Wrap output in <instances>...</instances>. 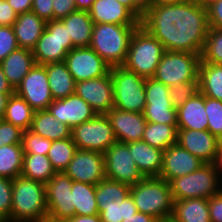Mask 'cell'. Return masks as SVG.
Wrapping results in <instances>:
<instances>
[{
    "label": "cell",
    "instance_id": "35",
    "mask_svg": "<svg viewBox=\"0 0 222 222\" xmlns=\"http://www.w3.org/2000/svg\"><path fill=\"white\" fill-rule=\"evenodd\" d=\"M71 194L75 215L99 214L95 198L96 185L73 181Z\"/></svg>",
    "mask_w": 222,
    "mask_h": 222
},
{
    "label": "cell",
    "instance_id": "42",
    "mask_svg": "<svg viewBox=\"0 0 222 222\" xmlns=\"http://www.w3.org/2000/svg\"><path fill=\"white\" fill-rule=\"evenodd\" d=\"M198 92H200L199 76L190 82L175 84L169 87L172 106L177 109Z\"/></svg>",
    "mask_w": 222,
    "mask_h": 222
},
{
    "label": "cell",
    "instance_id": "11",
    "mask_svg": "<svg viewBox=\"0 0 222 222\" xmlns=\"http://www.w3.org/2000/svg\"><path fill=\"white\" fill-rule=\"evenodd\" d=\"M146 105L143 115L147 122L177 125V109L172 106L169 87L156 80H145Z\"/></svg>",
    "mask_w": 222,
    "mask_h": 222
},
{
    "label": "cell",
    "instance_id": "29",
    "mask_svg": "<svg viewBox=\"0 0 222 222\" xmlns=\"http://www.w3.org/2000/svg\"><path fill=\"white\" fill-rule=\"evenodd\" d=\"M44 66L54 100L64 99L75 93L76 82L64 62L48 63Z\"/></svg>",
    "mask_w": 222,
    "mask_h": 222
},
{
    "label": "cell",
    "instance_id": "18",
    "mask_svg": "<svg viewBox=\"0 0 222 222\" xmlns=\"http://www.w3.org/2000/svg\"><path fill=\"white\" fill-rule=\"evenodd\" d=\"M177 143L204 163H215L220 140L208 130L178 129Z\"/></svg>",
    "mask_w": 222,
    "mask_h": 222
},
{
    "label": "cell",
    "instance_id": "3",
    "mask_svg": "<svg viewBox=\"0 0 222 222\" xmlns=\"http://www.w3.org/2000/svg\"><path fill=\"white\" fill-rule=\"evenodd\" d=\"M138 26L94 23L89 47L111 67L122 66L127 57L131 37Z\"/></svg>",
    "mask_w": 222,
    "mask_h": 222
},
{
    "label": "cell",
    "instance_id": "9",
    "mask_svg": "<svg viewBox=\"0 0 222 222\" xmlns=\"http://www.w3.org/2000/svg\"><path fill=\"white\" fill-rule=\"evenodd\" d=\"M74 48L72 39L68 38L67 26L61 20H50L32 50L35 63L64 62L68 52Z\"/></svg>",
    "mask_w": 222,
    "mask_h": 222
},
{
    "label": "cell",
    "instance_id": "12",
    "mask_svg": "<svg viewBox=\"0 0 222 222\" xmlns=\"http://www.w3.org/2000/svg\"><path fill=\"white\" fill-rule=\"evenodd\" d=\"M72 183L73 180L65 172H56L45 185L48 222H63L75 215Z\"/></svg>",
    "mask_w": 222,
    "mask_h": 222
},
{
    "label": "cell",
    "instance_id": "54",
    "mask_svg": "<svg viewBox=\"0 0 222 222\" xmlns=\"http://www.w3.org/2000/svg\"><path fill=\"white\" fill-rule=\"evenodd\" d=\"M63 222H101L99 214L95 215H74Z\"/></svg>",
    "mask_w": 222,
    "mask_h": 222
},
{
    "label": "cell",
    "instance_id": "51",
    "mask_svg": "<svg viewBox=\"0 0 222 222\" xmlns=\"http://www.w3.org/2000/svg\"><path fill=\"white\" fill-rule=\"evenodd\" d=\"M18 14L9 5L7 0H0V26H12Z\"/></svg>",
    "mask_w": 222,
    "mask_h": 222
},
{
    "label": "cell",
    "instance_id": "59",
    "mask_svg": "<svg viewBox=\"0 0 222 222\" xmlns=\"http://www.w3.org/2000/svg\"><path fill=\"white\" fill-rule=\"evenodd\" d=\"M9 97L10 95L0 92V120L3 119L5 113V107Z\"/></svg>",
    "mask_w": 222,
    "mask_h": 222
},
{
    "label": "cell",
    "instance_id": "5",
    "mask_svg": "<svg viewBox=\"0 0 222 222\" xmlns=\"http://www.w3.org/2000/svg\"><path fill=\"white\" fill-rule=\"evenodd\" d=\"M165 51L162 43L140 24L131 37L122 66L139 76L151 78L155 75Z\"/></svg>",
    "mask_w": 222,
    "mask_h": 222
},
{
    "label": "cell",
    "instance_id": "56",
    "mask_svg": "<svg viewBox=\"0 0 222 222\" xmlns=\"http://www.w3.org/2000/svg\"><path fill=\"white\" fill-rule=\"evenodd\" d=\"M126 6L140 21L143 19L144 14L132 3L131 0H117Z\"/></svg>",
    "mask_w": 222,
    "mask_h": 222
},
{
    "label": "cell",
    "instance_id": "34",
    "mask_svg": "<svg viewBox=\"0 0 222 222\" xmlns=\"http://www.w3.org/2000/svg\"><path fill=\"white\" fill-rule=\"evenodd\" d=\"M198 76L200 92L206 97L222 101V65L200 63Z\"/></svg>",
    "mask_w": 222,
    "mask_h": 222
},
{
    "label": "cell",
    "instance_id": "52",
    "mask_svg": "<svg viewBox=\"0 0 222 222\" xmlns=\"http://www.w3.org/2000/svg\"><path fill=\"white\" fill-rule=\"evenodd\" d=\"M7 2L18 15L32 10L33 0H7Z\"/></svg>",
    "mask_w": 222,
    "mask_h": 222
},
{
    "label": "cell",
    "instance_id": "17",
    "mask_svg": "<svg viewBox=\"0 0 222 222\" xmlns=\"http://www.w3.org/2000/svg\"><path fill=\"white\" fill-rule=\"evenodd\" d=\"M75 93L88 103L97 114H107L114 108L113 83L110 72L100 78L77 82Z\"/></svg>",
    "mask_w": 222,
    "mask_h": 222
},
{
    "label": "cell",
    "instance_id": "53",
    "mask_svg": "<svg viewBox=\"0 0 222 222\" xmlns=\"http://www.w3.org/2000/svg\"><path fill=\"white\" fill-rule=\"evenodd\" d=\"M122 222H160V221L152 215L137 211L136 214H133L127 219H123Z\"/></svg>",
    "mask_w": 222,
    "mask_h": 222
},
{
    "label": "cell",
    "instance_id": "45",
    "mask_svg": "<svg viewBox=\"0 0 222 222\" xmlns=\"http://www.w3.org/2000/svg\"><path fill=\"white\" fill-rule=\"evenodd\" d=\"M19 48L12 26H0V63Z\"/></svg>",
    "mask_w": 222,
    "mask_h": 222
},
{
    "label": "cell",
    "instance_id": "50",
    "mask_svg": "<svg viewBox=\"0 0 222 222\" xmlns=\"http://www.w3.org/2000/svg\"><path fill=\"white\" fill-rule=\"evenodd\" d=\"M209 215L211 222H222V191L208 198Z\"/></svg>",
    "mask_w": 222,
    "mask_h": 222
},
{
    "label": "cell",
    "instance_id": "14",
    "mask_svg": "<svg viewBox=\"0 0 222 222\" xmlns=\"http://www.w3.org/2000/svg\"><path fill=\"white\" fill-rule=\"evenodd\" d=\"M75 82L100 78L110 72L111 66L91 47L73 48L64 59Z\"/></svg>",
    "mask_w": 222,
    "mask_h": 222
},
{
    "label": "cell",
    "instance_id": "60",
    "mask_svg": "<svg viewBox=\"0 0 222 222\" xmlns=\"http://www.w3.org/2000/svg\"><path fill=\"white\" fill-rule=\"evenodd\" d=\"M215 166L219 172V174H222V140L220 141L219 149H218V155L215 162Z\"/></svg>",
    "mask_w": 222,
    "mask_h": 222
},
{
    "label": "cell",
    "instance_id": "38",
    "mask_svg": "<svg viewBox=\"0 0 222 222\" xmlns=\"http://www.w3.org/2000/svg\"><path fill=\"white\" fill-rule=\"evenodd\" d=\"M77 150L71 137L56 140L52 141L47 157L56 172H64Z\"/></svg>",
    "mask_w": 222,
    "mask_h": 222
},
{
    "label": "cell",
    "instance_id": "27",
    "mask_svg": "<svg viewBox=\"0 0 222 222\" xmlns=\"http://www.w3.org/2000/svg\"><path fill=\"white\" fill-rule=\"evenodd\" d=\"M61 21L67 26L68 38L72 39L74 48L89 47L94 26L89 11L76 10Z\"/></svg>",
    "mask_w": 222,
    "mask_h": 222
},
{
    "label": "cell",
    "instance_id": "41",
    "mask_svg": "<svg viewBox=\"0 0 222 222\" xmlns=\"http://www.w3.org/2000/svg\"><path fill=\"white\" fill-rule=\"evenodd\" d=\"M205 110L207 114V130L222 140V101L205 96Z\"/></svg>",
    "mask_w": 222,
    "mask_h": 222
},
{
    "label": "cell",
    "instance_id": "44",
    "mask_svg": "<svg viewBox=\"0 0 222 222\" xmlns=\"http://www.w3.org/2000/svg\"><path fill=\"white\" fill-rule=\"evenodd\" d=\"M12 179L0 176V222H11Z\"/></svg>",
    "mask_w": 222,
    "mask_h": 222
},
{
    "label": "cell",
    "instance_id": "58",
    "mask_svg": "<svg viewBox=\"0 0 222 222\" xmlns=\"http://www.w3.org/2000/svg\"><path fill=\"white\" fill-rule=\"evenodd\" d=\"M96 0H74L77 10L89 11Z\"/></svg>",
    "mask_w": 222,
    "mask_h": 222
},
{
    "label": "cell",
    "instance_id": "30",
    "mask_svg": "<svg viewBox=\"0 0 222 222\" xmlns=\"http://www.w3.org/2000/svg\"><path fill=\"white\" fill-rule=\"evenodd\" d=\"M178 222H211L208 199L174 200L172 216Z\"/></svg>",
    "mask_w": 222,
    "mask_h": 222
},
{
    "label": "cell",
    "instance_id": "20",
    "mask_svg": "<svg viewBox=\"0 0 222 222\" xmlns=\"http://www.w3.org/2000/svg\"><path fill=\"white\" fill-rule=\"evenodd\" d=\"M203 164L205 163L202 160L176 143L163 151L162 170L159 177L170 182L198 170Z\"/></svg>",
    "mask_w": 222,
    "mask_h": 222
},
{
    "label": "cell",
    "instance_id": "37",
    "mask_svg": "<svg viewBox=\"0 0 222 222\" xmlns=\"http://www.w3.org/2000/svg\"><path fill=\"white\" fill-rule=\"evenodd\" d=\"M24 151L22 144L0 147V176L15 179L21 175Z\"/></svg>",
    "mask_w": 222,
    "mask_h": 222
},
{
    "label": "cell",
    "instance_id": "57",
    "mask_svg": "<svg viewBox=\"0 0 222 222\" xmlns=\"http://www.w3.org/2000/svg\"><path fill=\"white\" fill-rule=\"evenodd\" d=\"M132 3L145 14L153 5V0H131Z\"/></svg>",
    "mask_w": 222,
    "mask_h": 222
},
{
    "label": "cell",
    "instance_id": "13",
    "mask_svg": "<svg viewBox=\"0 0 222 222\" xmlns=\"http://www.w3.org/2000/svg\"><path fill=\"white\" fill-rule=\"evenodd\" d=\"M106 178L129 186L135 185L145 177L135 164L126 143L115 142L104 153Z\"/></svg>",
    "mask_w": 222,
    "mask_h": 222
},
{
    "label": "cell",
    "instance_id": "28",
    "mask_svg": "<svg viewBox=\"0 0 222 222\" xmlns=\"http://www.w3.org/2000/svg\"><path fill=\"white\" fill-rule=\"evenodd\" d=\"M29 130L43 138L56 141L71 137L72 128L58 121L48 110H39L35 111Z\"/></svg>",
    "mask_w": 222,
    "mask_h": 222
},
{
    "label": "cell",
    "instance_id": "39",
    "mask_svg": "<svg viewBox=\"0 0 222 222\" xmlns=\"http://www.w3.org/2000/svg\"><path fill=\"white\" fill-rule=\"evenodd\" d=\"M200 63L222 65V30L209 27Z\"/></svg>",
    "mask_w": 222,
    "mask_h": 222
},
{
    "label": "cell",
    "instance_id": "40",
    "mask_svg": "<svg viewBox=\"0 0 222 222\" xmlns=\"http://www.w3.org/2000/svg\"><path fill=\"white\" fill-rule=\"evenodd\" d=\"M137 208L131 195H128L119 206L103 207L99 212L101 222H122L133 214H136Z\"/></svg>",
    "mask_w": 222,
    "mask_h": 222
},
{
    "label": "cell",
    "instance_id": "24",
    "mask_svg": "<svg viewBox=\"0 0 222 222\" xmlns=\"http://www.w3.org/2000/svg\"><path fill=\"white\" fill-rule=\"evenodd\" d=\"M12 27L19 48L32 51L46 27V21L30 11L19 14Z\"/></svg>",
    "mask_w": 222,
    "mask_h": 222
},
{
    "label": "cell",
    "instance_id": "26",
    "mask_svg": "<svg viewBox=\"0 0 222 222\" xmlns=\"http://www.w3.org/2000/svg\"><path fill=\"white\" fill-rule=\"evenodd\" d=\"M35 64L33 52L24 48H17L0 63L8 83L14 90Z\"/></svg>",
    "mask_w": 222,
    "mask_h": 222
},
{
    "label": "cell",
    "instance_id": "1",
    "mask_svg": "<svg viewBox=\"0 0 222 222\" xmlns=\"http://www.w3.org/2000/svg\"><path fill=\"white\" fill-rule=\"evenodd\" d=\"M140 22L166 51L201 55L209 25L207 8L195 0L152 5Z\"/></svg>",
    "mask_w": 222,
    "mask_h": 222
},
{
    "label": "cell",
    "instance_id": "49",
    "mask_svg": "<svg viewBox=\"0 0 222 222\" xmlns=\"http://www.w3.org/2000/svg\"><path fill=\"white\" fill-rule=\"evenodd\" d=\"M208 25L222 30V0L207 7Z\"/></svg>",
    "mask_w": 222,
    "mask_h": 222
},
{
    "label": "cell",
    "instance_id": "55",
    "mask_svg": "<svg viewBox=\"0 0 222 222\" xmlns=\"http://www.w3.org/2000/svg\"><path fill=\"white\" fill-rule=\"evenodd\" d=\"M0 92L6 93L7 95H11L14 93V89L8 83L6 76L4 75L2 66L0 65Z\"/></svg>",
    "mask_w": 222,
    "mask_h": 222
},
{
    "label": "cell",
    "instance_id": "46",
    "mask_svg": "<svg viewBox=\"0 0 222 222\" xmlns=\"http://www.w3.org/2000/svg\"><path fill=\"white\" fill-rule=\"evenodd\" d=\"M22 133L19 127L0 120V147L3 145L22 144Z\"/></svg>",
    "mask_w": 222,
    "mask_h": 222
},
{
    "label": "cell",
    "instance_id": "6",
    "mask_svg": "<svg viewBox=\"0 0 222 222\" xmlns=\"http://www.w3.org/2000/svg\"><path fill=\"white\" fill-rule=\"evenodd\" d=\"M220 177L215 163H205L198 170L169 182L173 199H208L217 195L222 191Z\"/></svg>",
    "mask_w": 222,
    "mask_h": 222
},
{
    "label": "cell",
    "instance_id": "32",
    "mask_svg": "<svg viewBox=\"0 0 222 222\" xmlns=\"http://www.w3.org/2000/svg\"><path fill=\"white\" fill-rule=\"evenodd\" d=\"M35 110L15 92L8 98L3 120L27 131L31 127Z\"/></svg>",
    "mask_w": 222,
    "mask_h": 222
},
{
    "label": "cell",
    "instance_id": "47",
    "mask_svg": "<svg viewBox=\"0 0 222 222\" xmlns=\"http://www.w3.org/2000/svg\"><path fill=\"white\" fill-rule=\"evenodd\" d=\"M52 4L53 20H61L77 10L74 0H53Z\"/></svg>",
    "mask_w": 222,
    "mask_h": 222
},
{
    "label": "cell",
    "instance_id": "23",
    "mask_svg": "<svg viewBox=\"0 0 222 222\" xmlns=\"http://www.w3.org/2000/svg\"><path fill=\"white\" fill-rule=\"evenodd\" d=\"M136 166L144 177H159L162 170L163 151L143 140L126 143Z\"/></svg>",
    "mask_w": 222,
    "mask_h": 222
},
{
    "label": "cell",
    "instance_id": "22",
    "mask_svg": "<svg viewBox=\"0 0 222 222\" xmlns=\"http://www.w3.org/2000/svg\"><path fill=\"white\" fill-rule=\"evenodd\" d=\"M89 14L94 23L140 25V20L117 0H96Z\"/></svg>",
    "mask_w": 222,
    "mask_h": 222
},
{
    "label": "cell",
    "instance_id": "33",
    "mask_svg": "<svg viewBox=\"0 0 222 222\" xmlns=\"http://www.w3.org/2000/svg\"><path fill=\"white\" fill-rule=\"evenodd\" d=\"M178 126L146 122L142 140L152 147L165 151L177 143Z\"/></svg>",
    "mask_w": 222,
    "mask_h": 222
},
{
    "label": "cell",
    "instance_id": "4",
    "mask_svg": "<svg viewBox=\"0 0 222 222\" xmlns=\"http://www.w3.org/2000/svg\"><path fill=\"white\" fill-rule=\"evenodd\" d=\"M138 212L154 216L159 221L171 217L174 199L170 183L160 177H145L130 188Z\"/></svg>",
    "mask_w": 222,
    "mask_h": 222
},
{
    "label": "cell",
    "instance_id": "43",
    "mask_svg": "<svg viewBox=\"0 0 222 222\" xmlns=\"http://www.w3.org/2000/svg\"><path fill=\"white\" fill-rule=\"evenodd\" d=\"M52 140L43 138L30 130L22 133V147L24 154H41L46 155L51 147Z\"/></svg>",
    "mask_w": 222,
    "mask_h": 222
},
{
    "label": "cell",
    "instance_id": "2",
    "mask_svg": "<svg viewBox=\"0 0 222 222\" xmlns=\"http://www.w3.org/2000/svg\"><path fill=\"white\" fill-rule=\"evenodd\" d=\"M11 222H48L45 184L22 175L12 179Z\"/></svg>",
    "mask_w": 222,
    "mask_h": 222
},
{
    "label": "cell",
    "instance_id": "16",
    "mask_svg": "<svg viewBox=\"0 0 222 222\" xmlns=\"http://www.w3.org/2000/svg\"><path fill=\"white\" fill-rule=\"evenodd\" d=\"M64 172L73 181L97 185L106 178L104 154L78 149Z\"/></svg>",
    "mask_w": 222,
    "mask_h": 222
},
{
    "label": "cell",
    "instance_id": "63",
    "mask_svg": "<svg viewBox=\"0 0 222 222\" xmlns=\"http://www.w3.org/2000/svg\"><path fill=\"white\" fill-rule=\"evenodd\" d=\"M160 222H178V221H176L173 217H167Z\"/></svg>",
    "mask_w": 222,
    "mask_h": 222
},
{
    "label": "cell",
    "instance_id": "8",
    "mask_svg": "<svg viewBox=\"0 0 222 222\" xmlns=\"http://www.w3.org/2000/svg\"><path fill=\"white\" fill-rule=\"evenodd\" d=\"M200 54L165 51L153 78L171 87L195 80L199 75Z\"/></svg>",
    "mask_w": 222,
    "mask_h": 222
},
{
    "label": "cell",
    "instance_id": "62",
    "mask_svg": "<svg viewBox=\"0 0 222 222\" xmlns=\"http://www.w3.org/2000/svg\"><path fill=\"white\" fill-rule=\"evenodd\" d=\"M220 1V0H196L202 7L207 8L210 6L212 3Z\"/></svg>",
    "mask_w": 222,
    "mask_h": 222
},
{
    "label": "cell",
    "instance_id": "15",
    "mask_svg": "<svg viewBox=\"0 0 222 222\" xmlns=\"http://www.w3.org/2000/svg\"><path fill=\"white\" fill-rule=\"evenodd\" d=\"M14 92L35 111L47 110L48 105L54 100L44 65L35 64Z\"/></svg>",
    "mask_w": 222,
    "mask_h": 222
},
{
    "label": "cell",
    "instance_id": "61",
    "mask_svg": "<svg viewBox=\"0 0 222 222\" xmlns=\"http://www.w3.org/2000/svg\"><path fill=\"white\" fill-rule=\"evenodd\" d=\"M184 0H153V5H163V4H172V3H179Z\"/></svg>",
    "mask_w": 222,
    "mask_h": 222
},
{
    "label": "cell",
    "instance_id": "31",
    "mask_svg": "<svg viewBox=\"0 0 222 222\" xmlns=\"http://www.w3.org/2000/svg\"><path fill=\"white\" fill-rule=\"evenodd\" d=\"M131 186L118 181L103 179L96 185V202L98 212L103 211V207L119 206L122 201L130 195Z\"/></svg>",
    "mask_w": 222,
    "mask_h": 222
},
{
    "label": "cell",
    "instance_id": "48",
    "mask_svg": "<svg viewBox=\"0 0 222 222\" xmlns=\"http://www.w3.org/2000/svg\"><path fill=\"white\" fill-rule=\"evenodd\" d=\"M53 0H33L32 12L46 22L53 20Z\"/></svg>",
    "mask_w": 222,
    "mask_h": 222
},
{
    "label": "cell",
    "instance_id": "36",
    "mask_svg": "<svg viewBox=\"0 0 222 222\" xmlns=\"http://www.w3.org/2000/svg\"><path fill=\"white\" fill-rule=\"evenodd\" d=\"M56 171L46 155L24 154L21 175L23 177L47 184Z\"/></svg>",
    "mask_w": 222,
    "mask_h": 222
},
{
    "label": "cell",
    "instance_id": "19",
    "mask_svg": "<svg viewBox=\"0 0 222 222\" xmlns=\"http://www.w3.org/2000/svg\"><path fill=\"white\" fill-rule=\"evenodd\" d=\"M47 110L55 116V118L63 124L73 128L84 122L93 119L97 113L76 93L70 96L53 100Z\"/></svg>",
    "mask_w": 222,
    "mask_h": 222
},
{
    "label": "cell",
    "instance_id": "25",
    "mask_svg": "<svg viewBox=\"0 0 222 222\" xmlns=\"http://www.w3.org/2000/svg\"><path fill=\"white\" fill-rule=\"evenodd\" d=\"M178 129L207 130L205 96L198 92L177 108Z\"/></svg>",
    "mask_w": 222,
    "mask_h": 222
},
{
    "label": "cell",
    "instance_id": "21",
    "mask_svg": "<svg viewBox=\"0 0 222 222\" xmlns=\"http://www.w3.org/2000/svg\"><path fill=\"white\" fill-rule=\"evenodd\" d=\"M106 116L110 120L117 142L142 140L147 122L143 113L112 108Z\"/></svg>",
    "mask_w": 222,
    "mask_h": 222
},
{
    "label": "cell",
    "instance_id": "10",
    "mask_svg": "<svg viewBox=\"0 0 222 222\" xmlns=\"http://www.w3.org/2000/svg\"><path fill=\"white\" fill-rule=\"evenodd\" d=\"M71 138L77 149L105 153L117 139L106 114H97L93 119L72 128Z\"/></svg>",
    "mask_w": 222,
    "mask_h": 222
},
{
    "label": "cell",
    "instance_id": "7",
    "mask_svg": "<svg viewBox=\"0 0 222 222\" xmlns=\"http://www.w3.org/2000/svg\"><path fill=\"white\" fill-rule=\"evenodd\" d=\"M110 76L113 83L114 108L143 113L146 105V78L123 66L111 67Z\"/></svg>",
    "mask_w": 222,
    "mask_h": 222
}]
</instances>
